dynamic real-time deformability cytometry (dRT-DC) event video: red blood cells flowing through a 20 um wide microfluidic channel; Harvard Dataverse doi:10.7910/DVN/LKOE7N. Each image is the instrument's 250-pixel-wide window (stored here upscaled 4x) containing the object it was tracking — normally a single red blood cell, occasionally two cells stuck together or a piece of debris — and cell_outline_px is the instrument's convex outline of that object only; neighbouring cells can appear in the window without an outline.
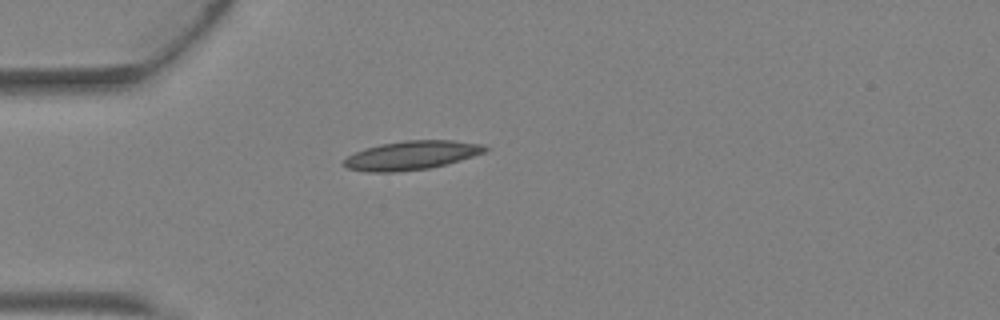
{"species": "Egyptian fruit bat (a non-hibernating species)", "species_latin": "Rousettus aegyptiacus", "temperature_condition": "warm", "stored_images_in_passage": 1, "camera_frame_rate_fps": 3000, "um_per_image_px": 0.085, "animal": {"sex": "female"}, "frame": {"image": 1, "passage_image": 1, "time_ms": 0.0, "image_size_px": [1000, 320], "cell_outline_px": [[488, 148], [484, 152], [460, 160], [428, 168], [396, 172], [368, 172], [348, 168], [340, 164], [348, 156], [364, 148], [380, 144], [404, 140], [452, 140], [480, 144]], "centroid_in_image_um": [34.92, 13.2], "position_along_channel_um": 50.1, "area_um2": 23.52}}